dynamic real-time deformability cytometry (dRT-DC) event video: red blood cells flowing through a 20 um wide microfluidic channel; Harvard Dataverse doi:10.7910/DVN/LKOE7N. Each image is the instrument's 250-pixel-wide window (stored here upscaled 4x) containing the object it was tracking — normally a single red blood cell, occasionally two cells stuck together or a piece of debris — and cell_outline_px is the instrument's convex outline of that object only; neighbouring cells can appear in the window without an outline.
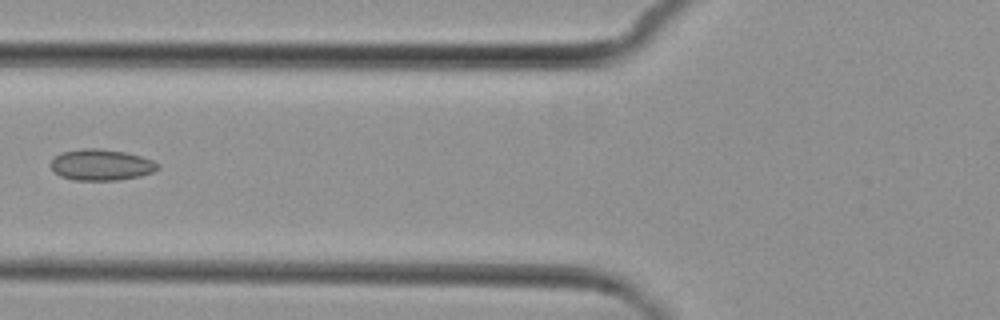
{"species": "common noctule bat (a hibernating species)", "species_latin": "Nyctalus noctula", "temperature_condition": "cold", "stored_images_in_passage": 3, "camera_frame_rate_fps": 3000, "um_per_image_px": 0.085, "animal": {"sex": "female", "body_mass_g": 29.2, "forearm_length_mm": 56.3}, "frame": {"image": 1, "passage_image": 3, "time_ms": 2.333, "image_size_px": [1000, 320], "cell_outline_px": [[160, 168], [152, 172], [140, 176], [116, 180], [76, 180], [60, 176], [48, 164], [60, 152], [84, 148], [96, 148], [124, 152], [140, 156], [152, 160], [160, 164]], "centroid_in_image_um": [8.6, 14.01], "position_along_channel_um": 117.2, "area_um2": 19.36}}